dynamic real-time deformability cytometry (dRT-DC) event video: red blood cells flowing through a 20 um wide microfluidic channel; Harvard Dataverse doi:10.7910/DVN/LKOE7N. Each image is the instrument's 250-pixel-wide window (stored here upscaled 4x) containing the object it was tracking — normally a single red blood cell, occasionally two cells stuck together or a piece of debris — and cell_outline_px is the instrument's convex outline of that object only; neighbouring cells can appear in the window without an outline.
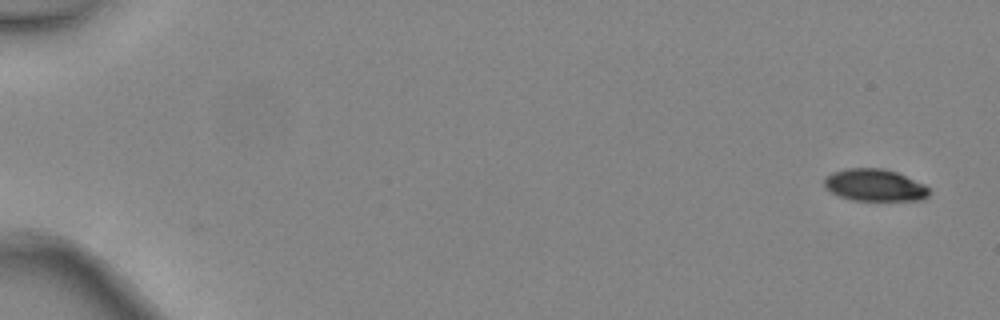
{"species": "common noctule bat (a hibernating species)", "species_latin": "Nyctalus noctula", "temperature_condition": "warm", "stored_images_in_passage": 5, "camera_frame_rate_fps": 3000, "um_per_image_px": 0.085, "animal": {"sex": "female", "body_mass_g": 24.6, "forearm_length_mm": 56.2}, "frame": {"image": 1, "passage_image": 1, "time_ms": 0.0, "image_size_px": [1000, 320], "cell_outline_px": [[928, 196], [924, 200], [852, 200], [828, 192], [824, 188], [824, 180], [832, 172], [848, 168], [884, 168], [896, 172], [924, 184], [928, 188]], "centroid_in_image_um": [74.32, 15.74], "position_along_channel_um": 10.7, "area_um2": 19.59}}
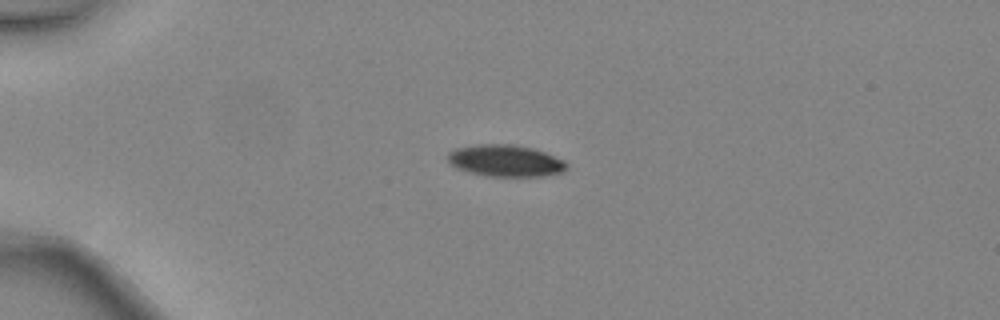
{"frame": {"image": 2, "passage_image": 4, "time_ms": 1.0, "image_size_px": [1000, 320], "cell_outline_px": [[568, 168], [564, 172], [544, 176], [488, 176], [468, 172], [456, 168], [448, 160], [448, 152], [456, 148], [476, 144], [516, 144], [532, 148], [544, 152], [564, 160], [568, 164]], "centroid_in_image_um": [42.98, 13.66], "position_along_channel_um": 42.0, "area_um2": 22.14}}